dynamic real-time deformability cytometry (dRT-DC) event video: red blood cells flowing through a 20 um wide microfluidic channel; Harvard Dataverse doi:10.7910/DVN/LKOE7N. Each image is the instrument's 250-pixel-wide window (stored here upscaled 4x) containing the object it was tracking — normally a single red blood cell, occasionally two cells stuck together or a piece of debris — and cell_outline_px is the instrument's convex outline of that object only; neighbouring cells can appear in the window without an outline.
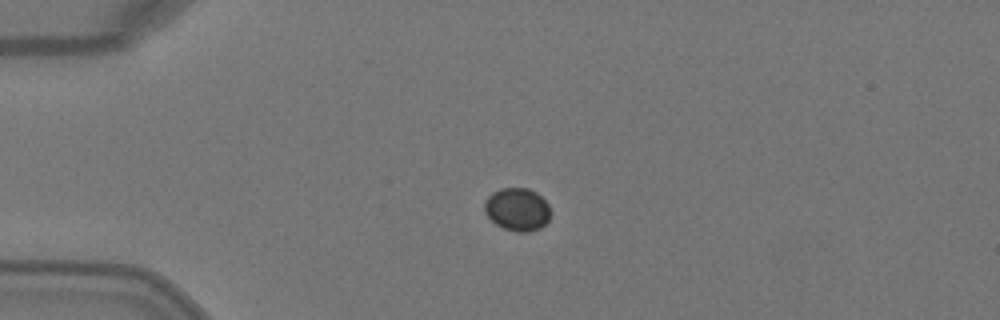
{"species": "Egyptian fruit bat (a non-hibernating species)", "species_latin": "Rousettus aegyptiacus", "temperature_condition": "warm", "stored_images_in_passage": 3, "camera_frame_rate_fps": 3000, "um_per_image_px": 0.085, "animal": {"sex": "female"}, "frame": {"image": 1, "passage_image": 2, "time_ms": 0.333, "image_size_px": [1000, 320], "cell_outline_px": [[552, 212], [548, 220], [540, 228], [528, 232], [516, 232], [504, 228], [496, 224], [484, 212], [484, 200], [492, 192], [500, 188], [528, 188], [536, 192], [548, 204]], "centroid_in_image_um": [43.97, 17.79], "position_along_channel_um": 41.0, "area_um2": 16.65}}